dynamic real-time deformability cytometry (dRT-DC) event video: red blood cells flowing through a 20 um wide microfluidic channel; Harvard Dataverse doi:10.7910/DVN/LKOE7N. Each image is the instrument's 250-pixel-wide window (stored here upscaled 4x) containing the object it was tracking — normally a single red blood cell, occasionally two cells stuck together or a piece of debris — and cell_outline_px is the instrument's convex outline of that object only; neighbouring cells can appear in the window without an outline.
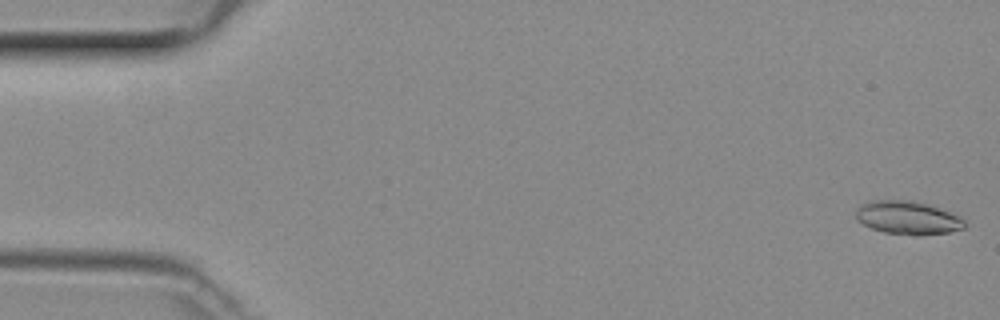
{"species": "common noctule bat (a hibernating species)", "species_latin": "Nyctalus noctula", "temperature_condition": "room temperature", "stored_images_in_passage": 49, "camera_frame_rate_fps": 3000, "um_per_image_px": 0.085, "animal": {"sex": "female", "body_mass_g": 29.2, "forearm_length_mm": 56.3}, "frame": {"image": 1, "passage_image": 1, "time_ms": 0.0, "image_size_px": [1000, 320], "cell_outline_px": [[964, 228], [948, 232], [916, 236], [884, 232], [872, 228], [856, 220], [856, 208], [860, 204], [872, 200], [912, 200], [928, 204], [960, 216], [964, 220]], "centroid_in_image_um": [77.13, 18.5], "position_along_channel_um": 7.9, "area_um2": 21.15}}
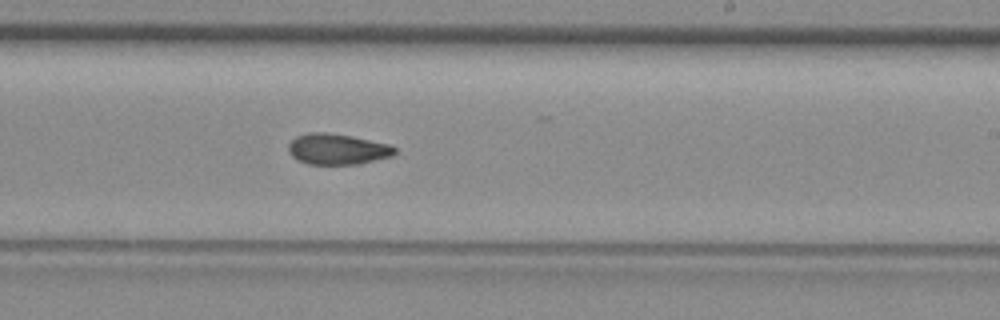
{"frame": {"image": 2, "passage_image": 29, "time_ms": 9.333, "image_size_px": [1000, 320], "cell_outline_px": [[396, 152], [392, 156], [360, 164], [308, 164], [296, 160], [288, 152], [288, 144], [296, 136], [308, 132], [324, 132], [352, 136], [388, 144], [396, 148]], "centroid_in_image_um": [28.65, 12.68], "position_along_channel_um": 260.4, "area_um2": 19.19}}
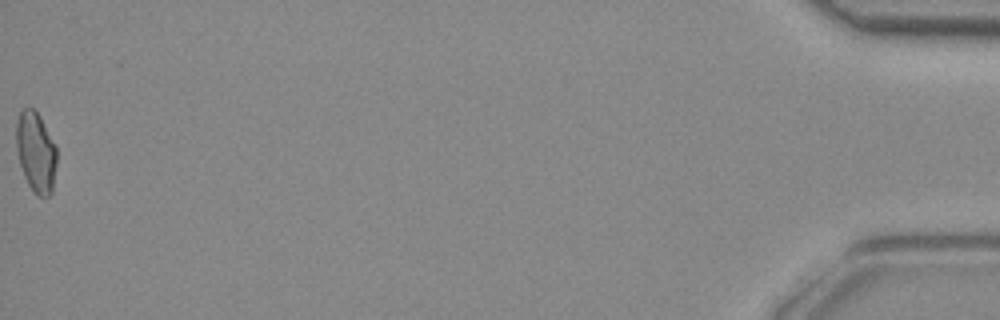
{"frame": {"image": 3, "passage_image": 49, "time_ms": 16.0, "image_size_px": [1000, 320], "cell_outline_px": [[56, 164], [52, 192], [48, 196], [36, 196], [32, 192], [24, 176], [20, 164], [16, 148], [16, 120], [20, 112], [24, 108], [32, 108], [40, 116], [56, 148]], "centroid_in_image_um": [3.03, 12.95], "position_along_channel_um": 432.2, "area_um2": 18.9}}